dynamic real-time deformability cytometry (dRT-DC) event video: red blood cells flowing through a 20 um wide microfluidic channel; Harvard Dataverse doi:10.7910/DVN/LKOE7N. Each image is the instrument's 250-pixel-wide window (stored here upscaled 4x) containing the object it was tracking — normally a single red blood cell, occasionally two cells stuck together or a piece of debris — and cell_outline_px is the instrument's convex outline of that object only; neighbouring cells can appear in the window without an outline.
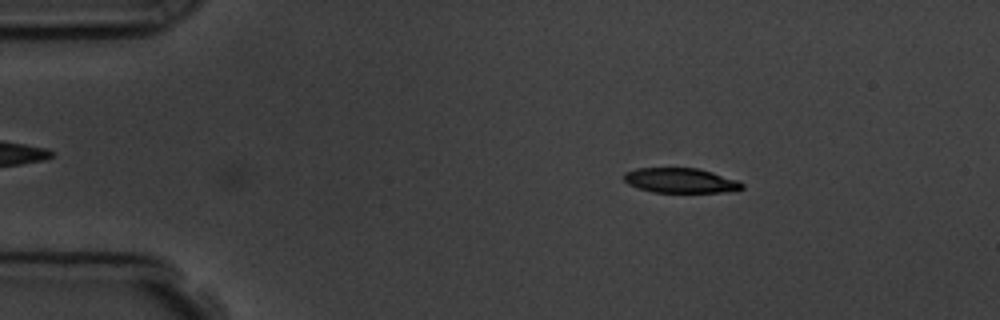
{"species": "common noctule bat (a hibernating species)", "species_latin": "Nyctalus noctula", "temperature_condition": "room temperature", "stored_images_in_passage": 4, "camera_frame_rate_fps": 3000, "um_per_image_px": 0.085, "animal": {"sex": "male", "body_mass_g": 19.5, "forearm_length_mm": 54.6}, "frame": {"image": 1, "passage_image": 1, "time_ms": 0.0, "image_size_px": [1000, 320], "cell_outline_px": [[744, 188], [736, 192], [652, 192], [628, 184], [624, 180], [624, 172], [636, 168], [696, 168], [712, 172], [740, 180], [744, 184]], "centroid_in_image_um": [57.91, 15.34], "position_along_channel_um": 27.1, "area_um2": 17.28}}